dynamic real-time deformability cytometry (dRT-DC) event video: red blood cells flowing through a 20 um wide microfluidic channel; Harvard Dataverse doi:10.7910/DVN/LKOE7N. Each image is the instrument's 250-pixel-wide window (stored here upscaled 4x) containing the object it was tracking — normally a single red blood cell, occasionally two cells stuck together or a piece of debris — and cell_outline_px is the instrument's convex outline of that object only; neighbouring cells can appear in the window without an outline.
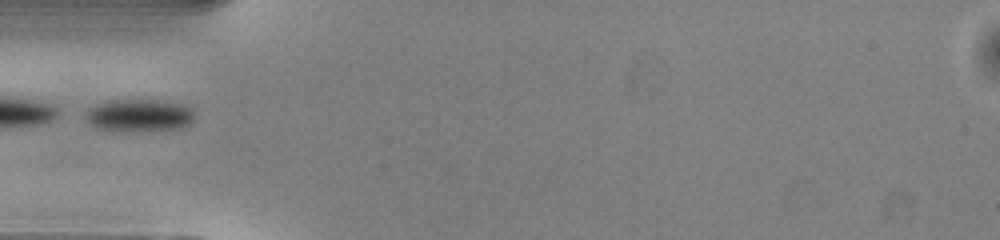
{"species": "common noctule bat (a hibernating species)", "species_latin": "Nyctalus noctula", "temperature_condition": "warm", "stored_images_in_passage": 22, "camera_frame_rate_fps": 3000, "um_per_image_px": 0.085, "animal": {"sex": "male", "body_mass_g": 13.0, "forearm_length_mm": 53.1}, "frame": {"image": 1, "passage_image": 1, "time_ms": 0.0, "image_size_px": [1000, 240], "cell_outline_px": [[192, 120], [184, 128], [120, 132], [112, 132], [96, 128], [88, 124], [88, 108], [96, 104], [108, 100], [164, 100], [184, 104], [192, 108]], "centroid_in_image_um": [11.81, 9.81], "position_along_channel_um": 73.2, "area_um2": 20.92}}
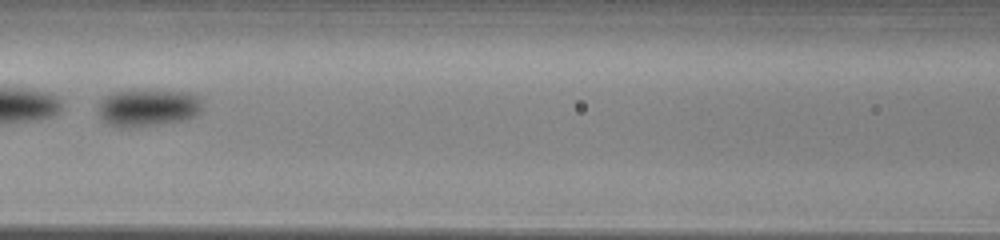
{"frame": {"image": 2, "passage_image": 7, "time_ms": 2.0, "image_size_px": [1000, 240], "cell_outline_px": [[204, 108], [196, 116], [184, 120], [156, 124], [112, 124], [104, 120], [100, 116], [96, 104], [104, 96], [112, 92], [132, 88], [136, 88], [192, 92], [200, 96]], "centroid_in_image_um": [12.64, 9.05], "position_along_channel_um": 154.0, "area_um2": 22.89}}
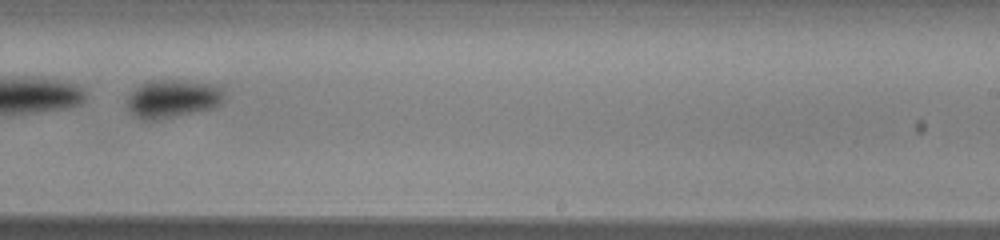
{"frame": {"image": 3, "passage_image": 16, "time_ms": 5.0, "image_size_px": [1000, 240], "cell_outline_px": [[224, 100], [220, 104], [212, 108], [176, 116], [156, 120], [144, 120], [136, 116], [128, 108], [128, 96], [140, 84], [148, 80], [180, 80], [216, 84], [224, 92]], "centroid_in_image_um": [14.69, 8.37], "position_along_channel_um": 274.3, "area_um2": 21.5}}